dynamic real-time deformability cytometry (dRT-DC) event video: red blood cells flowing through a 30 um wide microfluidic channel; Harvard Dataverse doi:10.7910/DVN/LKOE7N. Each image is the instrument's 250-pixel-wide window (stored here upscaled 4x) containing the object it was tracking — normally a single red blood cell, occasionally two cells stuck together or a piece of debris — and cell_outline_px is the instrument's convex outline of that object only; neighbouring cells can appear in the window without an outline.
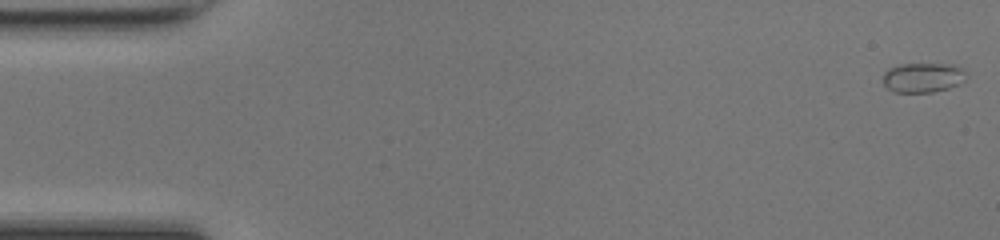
{"species": "common noctule bat (a hibernating species)", "species_latin": "Nyctalus noctula", "temperature_condition": "room temperature", "stored_images_in_passage": 48, "camera_frame_rate_fps": 3000, "um_per_image_px": 0.085, "animal": {"sex": "female", "body_mass_g": 17.0, "forearm_length_mm": 48.0}, "frame": {"image": 1, "passage_image": 1, "time_ms": 0.0, "image_size_px": [1000, 240], "cell_outline_px": [[964, 80], [960, 84], [948, 88], [932, 92], [892, 92], [884, 84], [884, 72], [888, 68], [900, 64], [952, 64], [964, 68]], "centroid_in_image_um": [78.44, 6.59], "position_along_channel_um": 6.6, "area_um2": 14.39}}
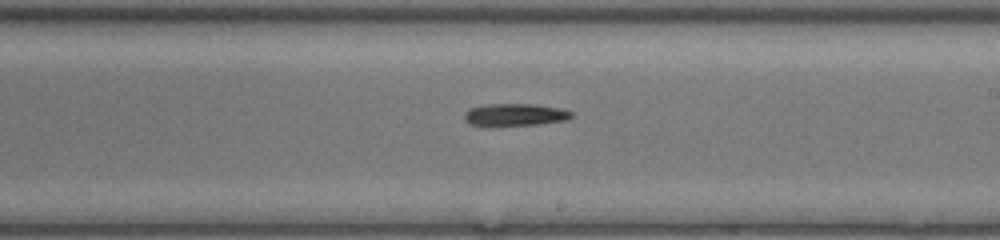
{"frame": {"image": 2, "passage_image": 28, "time_ms": 9.0, "image_size_px": [1000, 240], "cell_outline_px": [[572, 116], [564, 120], [536, 124], [468, 124], [464, 120], [464, 112], [468, 108], [492, 104], [532, 104], [560, 108], [572, 112]], "centroid_in_image_um": [43.75, 9.72], "position_along_channel_um": 245.3, "area_um2": 13.35}}
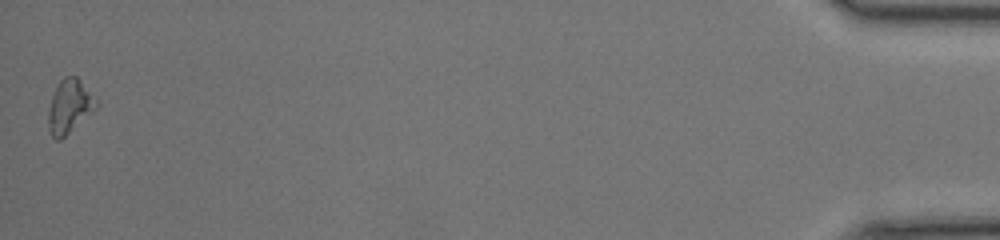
{"frame": {"image": 3, "passage_image": 48, "time_ms": 15.667, "image_size_px": [1000, 240], "cell_outline_px": [[96, 108], [60, 140], [56, 140], [52, 136], [48, 128], [48, 112], [52, 96], [60, 80], [64, 76], [76, 76], [80, 80], [96, 100]], "centroid_in_image_um": [5.87, 9.04], "position_along_channel_um": 429.3, "area_um2": 14.51}}